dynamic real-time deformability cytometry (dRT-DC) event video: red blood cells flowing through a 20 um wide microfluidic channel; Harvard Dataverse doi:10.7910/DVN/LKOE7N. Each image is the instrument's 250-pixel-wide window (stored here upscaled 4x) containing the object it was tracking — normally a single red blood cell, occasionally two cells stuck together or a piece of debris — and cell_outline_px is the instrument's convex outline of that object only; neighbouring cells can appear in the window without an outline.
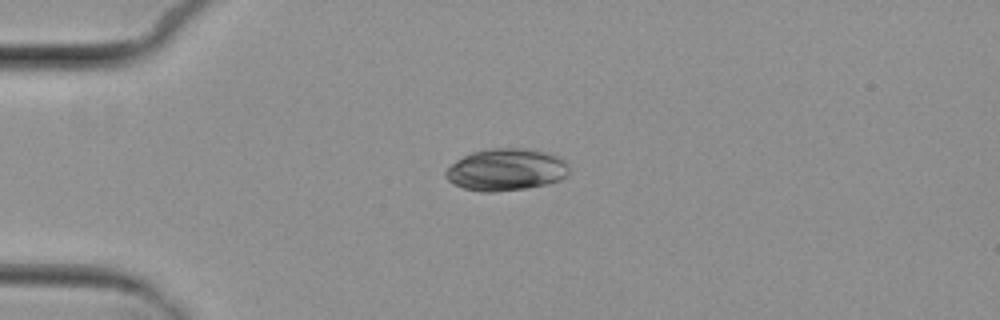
{"species": "common noctule bat (a hibernating species)", "species_latin": "Nyctalus noctula", "temperature_condition": "cold", "stored_images_in_passage": 3, "camera_frame_rate_fps": 3000, "um_per_image_px": 0.085, "animal": {"sex": "female", "body_mass_g": 29.2, "forearm_length_mm": 56.3}, "frame": {"image": 1, "passage_image": 2, "time_ms": 1.333, "image_size_px": [1000, 320], "cell_outline_px": [[568, 172], [560, 180], [548, 184], [524, 188], [492, 192], [480, 192], [464, 188], [448, 180], [444, 176], [444, 172], [456, 160], [472, 152], [488, 148], [528, 148], [560, 156], [568, 164]], "centroid_in_image_um": [43.02, 14.41], "position_along_channel_um": 42.0, "area_um2": 30.23}}